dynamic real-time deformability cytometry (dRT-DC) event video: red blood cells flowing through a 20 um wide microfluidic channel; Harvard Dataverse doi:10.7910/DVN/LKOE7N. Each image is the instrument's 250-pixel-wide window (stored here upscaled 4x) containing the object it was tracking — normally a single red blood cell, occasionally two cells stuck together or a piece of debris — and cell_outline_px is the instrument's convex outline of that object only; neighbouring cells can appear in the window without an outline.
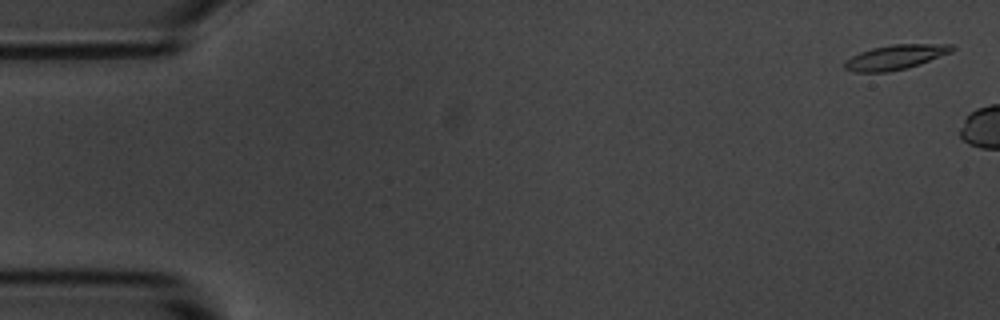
{"species": "common noctule bat (a hibernating species)", "species_latin": "Nyctalus noctula", "temperature_condition": "room temperature", "stored_images_in_passage": 2, "camera_frame_rate_fps": 3000, "um_per_image_px": 0.085, "animal": {"sex": "male", "body_mass_g": 20.1, "forearm_length_mm": 53.5}, "frame": {"image": 1, "passage_image": 1, "time_ms": 0.0, "image_size_px": [1000, 320], "cell_outline_px": [[956, 48], [952, 52], [920, 64], [908, 68], [888, 72], [856, 72], [844, 68], [844, 60], [860, 52], [872, 48], [892, 44], [952, 44]], "centroid_in_image_um": [76.13, 4.85], "position_along_channel_um": 8.9, "area_um2": 15.55}}